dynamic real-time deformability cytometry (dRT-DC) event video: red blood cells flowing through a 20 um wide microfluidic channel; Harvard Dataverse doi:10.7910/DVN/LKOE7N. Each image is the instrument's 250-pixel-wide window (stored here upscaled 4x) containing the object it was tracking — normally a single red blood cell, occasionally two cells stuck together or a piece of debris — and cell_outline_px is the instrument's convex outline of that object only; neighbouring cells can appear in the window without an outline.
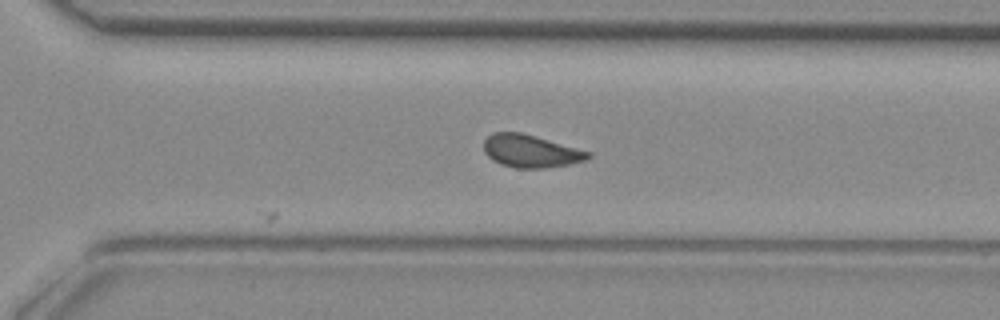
{"species": "common noctule bat (a hibernating species)", "species_latin": "Nyctalus noctula", "temperature_condition": "room temperature", "stored_images_in_passage": 27, "camera_frame_rate_fps": 3000, "um_per_image_px": 0.085, "animal": {"sex": "female", "body_mass_g": 29.2, "forearm_length_mm": 56.3}, "frame": {"image": 1, "passage_image": 27, "time_ms": 8.667, "image_size_px": [1000, 320], "cell_outline_px": [[592, 156], [588, 160], [568, 164], [544, 168], [516, 168], [500, 164], [492, 160], [484, 152], [484, 140], [492, 132], [520, 132], [592, 152]], "centroid_in_image_um": [45.11, 12.85], "position_along_channel_um": 325.5, "area_um2": 19.88}}